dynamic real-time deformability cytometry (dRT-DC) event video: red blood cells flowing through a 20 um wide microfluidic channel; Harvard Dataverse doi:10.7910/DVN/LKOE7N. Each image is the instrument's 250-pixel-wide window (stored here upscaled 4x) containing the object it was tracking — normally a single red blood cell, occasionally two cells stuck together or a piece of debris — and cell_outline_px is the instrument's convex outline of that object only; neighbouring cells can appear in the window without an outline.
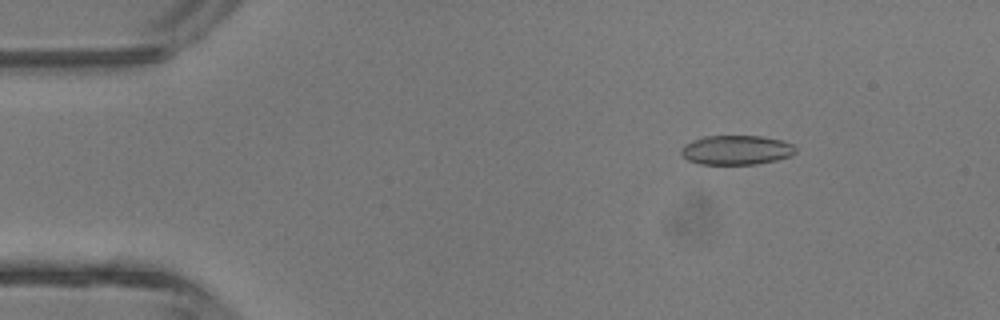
{"species": "common noctule bat (a hibernating species)", "species_latin": "Nyctalus noctula", "temperature_condition": "room temperature", "stored_images_in_passage": 13, "camera_frame_rate_fps": 3000, "um_per_image_px": 0.085, "animal": {"sex": "male", "body_mass_g": 13.3}, "frame": {"image": 1, "passage_image": 6, "time_ms": 1.667, "image_size_px": [1000, 320], "cell_outline_px": [[796, 152], [792, 156], [776, 160], [756, 164], [700, 164], [688, 160], [680, 152], [680, 148], [684, 144], [704, 136], [760, 136], [784, 140], [792, 144], [796, 148]], "centroid_in_image_um": [62.61, 12.75], "position_along_channel_um": 22.4, "area_um2": 19.71}}